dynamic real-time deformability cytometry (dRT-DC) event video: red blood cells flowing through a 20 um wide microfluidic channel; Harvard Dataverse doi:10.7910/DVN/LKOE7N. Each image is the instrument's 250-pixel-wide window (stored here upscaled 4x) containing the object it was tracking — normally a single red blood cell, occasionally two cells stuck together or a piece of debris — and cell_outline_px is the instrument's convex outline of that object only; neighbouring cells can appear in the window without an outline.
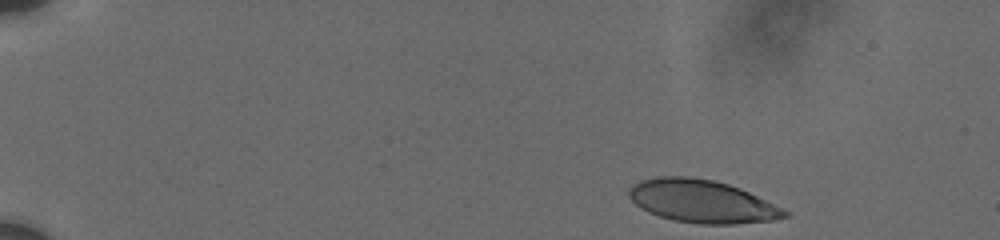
{"species": "human", "species_latin": "Homo sapiens", "temperature_condition": "cold", "stored_images_in_passage": 36, "camera_frame_rate_fps": 3000, "um_per_image_px": 0.085, "donor": {"sex": "male"}, "frame": {"image": 1, "passage_image": 1, "time_ms": 0.0, "image_size_px": [1000, 240], "cell_outline_px": [[788, 216], [772, 220], [732, 224], [700, 224], [676, 220], [660, 216], [648, 212], [640, 208], [628, 196], [628, 192], [640, 180], [660, 176], [688, 176], [712, 180], [728, 184], [740, 188], [788, 212]], "centroid_in_image_um": [59.63, 17.11], "position_along_channel_um": 25.4, "area_um2": 38.21}}
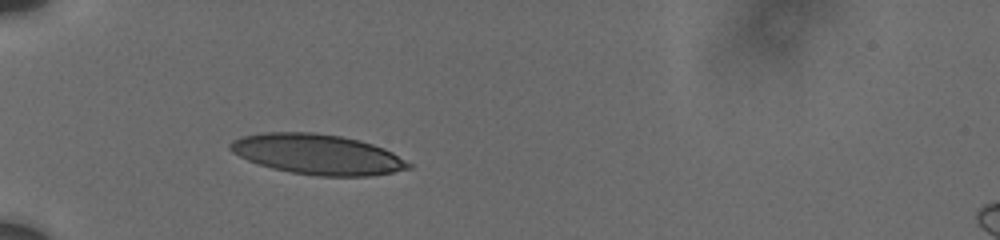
{"frame": {"image": 2, "passage_image": 35, "time_ms": 3.667, "image_size_px": [1000, 240], "cell_outline_px": [[412, 168], [392, 172], [368, 176], [316, 176], [292, 172], [272, 168], [248, 160], [232, 152], [228, 148], [228, 144], [232, 140], [244, 136], [264, 132], [312, 132], [340, 136], [360, 140], [384, 148], [392, 152], [412, 164]], "centroid_in_image_um": [26.98, 13.11], "position_along_channel_um": 58.0, "area_um2": 41.67}}